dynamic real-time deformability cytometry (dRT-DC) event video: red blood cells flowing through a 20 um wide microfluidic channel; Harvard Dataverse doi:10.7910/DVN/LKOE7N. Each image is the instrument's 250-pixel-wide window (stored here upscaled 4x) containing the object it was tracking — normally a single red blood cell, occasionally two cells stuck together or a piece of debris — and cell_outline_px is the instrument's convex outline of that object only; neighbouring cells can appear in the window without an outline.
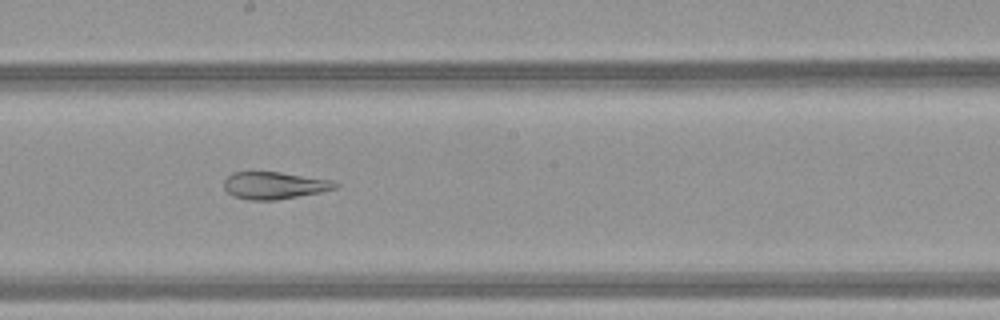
{"species": "common noctule bat (a hibernating species)", "species_latin": "Nyctalus noctula", "temperature_condition": "warm", "stored_images_in_passage": 50, "camera_frame_rate_fps": 3000, "um_per_image_px": 0.085, "animal": {"sex": "female", "body_mass_g": 21.9}, "frame": {"image": 1, "passage_image": 29, "time_ms": 9.333, "image_size_px": [1000, 320], "cell_outline_px": [[340, 184], [336, 188], [320, 192], [276, 200], [248, 200], [232, 196], [224, 188], [224, 180], [232, 172], [280, 172], [332, 180]], "centroid_in_image_um": [23.3, 15.76], "position_along_channel_um": 224.9, "area_um2": 17.63}}
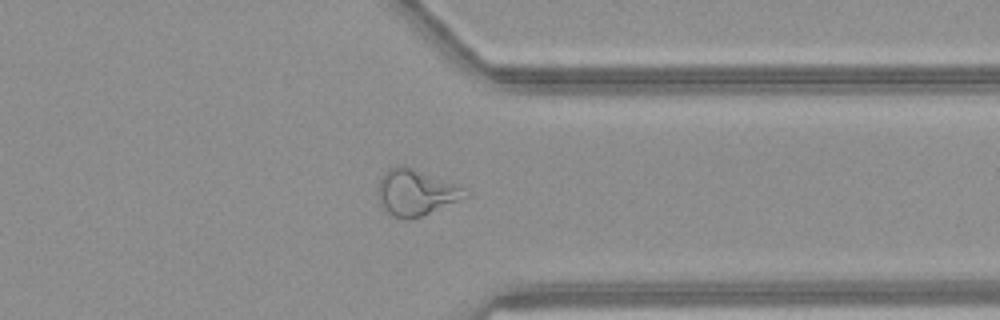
{"frame": {"image": 2, "passage_image": 40, "time_ms": 13.0, "image_size_px": [1000, 320], "cell_outline_px": [[472, 192], [468, 196], [420, 216], [404, 220], [392, 216], [380, 204], [380, 176], [388, 168], [396, 164], [404, 164], [468, 188]], "centroid_in_image_um": [35.38, 16.31], "position_along_channel_um": 376.0, "area_um2": 23.47}}
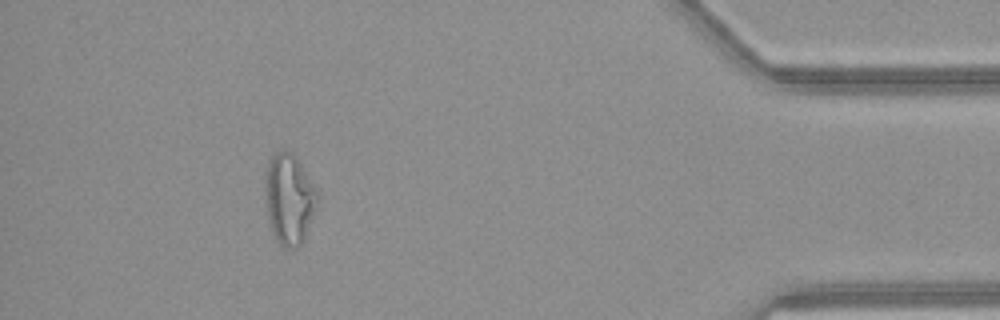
{"frame": {"image": 3, "passage_image": 46, "time_ms": 15.0, "image_size_px": [1000, 320], "cell_outline_px": [[320, 196], [304, 240], [292, 252], [284, 248], [276, 240], [272, 232], [268, 220], [264, 204], [264, 172], [272, 156], [280, 148], [284, 148], [292, 152], [296, 156], [320, 192]], "centroid_in_image_um": [24.57, 16.9], "position_along_channel_um": 410.6, "area_um2": 28.73}, "authors_computed_cell_mechanics": {"area_um2": 25.8655, "velocity_mm_per_s": 4.1642, "shape_relaxation_time_tau1_ms": null, "shape_relaxation_time_tau2_ms": 1.6048, "deformation_change_tau1": null, "deformation_change_tau2": 0.103}}